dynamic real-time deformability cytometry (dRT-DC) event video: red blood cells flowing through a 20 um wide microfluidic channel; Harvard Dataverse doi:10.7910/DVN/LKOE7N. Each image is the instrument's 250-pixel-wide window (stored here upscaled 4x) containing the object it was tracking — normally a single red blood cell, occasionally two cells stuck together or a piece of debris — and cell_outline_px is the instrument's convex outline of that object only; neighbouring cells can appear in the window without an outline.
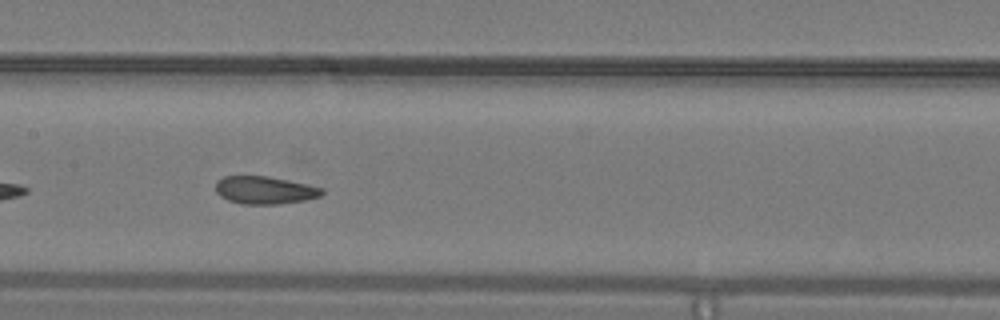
{"species": "common noctule bat (a hibernating species)", "species_latin": "Nyctalus noctula", "temperature_condition": "warm", "stored_images_in_passage": 42, "camera_frame_rate_fps": 3000, "um_per_image_px": 0.085, "animal": {"sex": "male", "body_mass_g": 19.2, "forearm_length_mm": 51.8}, "frame": {"image": 1, "passage_image": 24, "time_ms": 7.667, "image_size_px": [1000, 320], "cell_outline_px": [[324, 192], [320, 196], [304, 200], [280, 204], [240, 204], [228, 200], [220, 196], [216, 192], [216, 180], [224, 176], [268, 176], [324, 188]], "centroid_in_image_um": [22.48, 16.16], "position_along_channel_um": 184.9, "area_um2": 17.17}}
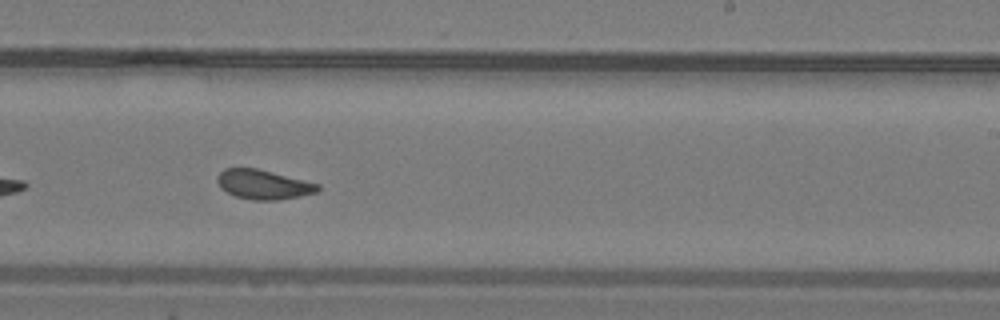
{"frame": {"image": 2, "passage_image": 30, "time_ms": 9.667, "image_size_px": [1000, 320], "cell_outline_px": [[320, 188], [316, 192], [300, 196], [280, 200], [252, 200], [236, 196], [220, 188], [216, 180], [216, 176], [224, 168], [256, 168], [320, 184]], "centroid_in_image_um": [22.36, 15.68], "position_along_channel_um": 266.6, "area_um2": 17.22}, "authors_computed_cell_mechanics": {"area_um2": 17.8891, "velocity_mm_per_s": 4.11, "shape_relaxation_time_tau1_ms": 9.625, "shape_relaxation_time_tau2_ms": 1.573, "deformation_change_tau1": 0.1765, "deformation_change_tau2": 0.0738}}